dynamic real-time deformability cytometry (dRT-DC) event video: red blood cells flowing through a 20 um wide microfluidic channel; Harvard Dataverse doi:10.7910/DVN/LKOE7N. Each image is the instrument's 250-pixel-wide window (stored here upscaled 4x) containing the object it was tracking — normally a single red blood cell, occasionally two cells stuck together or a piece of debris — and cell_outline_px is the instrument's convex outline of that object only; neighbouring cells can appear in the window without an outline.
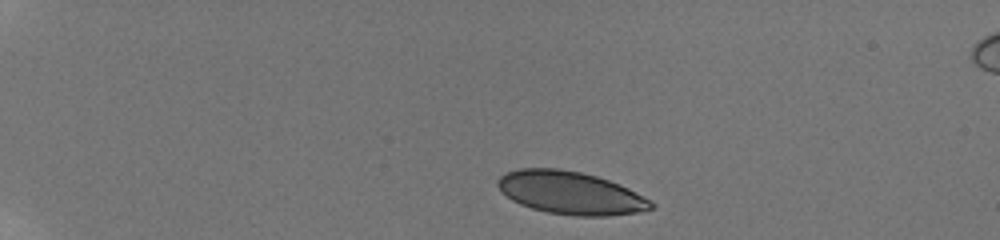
{"species": "human", "species_latin": "Homo sapiens", "temperature_condition": "room temperature", "stored_images_in_passage": 17, "camera_frame_rate_fps": 3000, "um_per_image_px": 0.085, "donor": {"sex": "male"}, "frame": {"image": 1, "passage_image": 1, "time_ms": 0.0, "image_size_px": [1000, 240], "cell_outline_px": [[656, 204], [652, 208], [636, 212], [608, 216], [576, 216], [548, 212], [532, 208], [520, 204], [512, 200], [496, 184], [496, 180], [504, 172], [520, 168], [556, 168], [580, 172], [596, 176], [608, 180], [628, 188], [644, 196]], "centroid_in_image_um": [48.48, 16.39], "position_along_channel_um": 36.5, "area_um2": 38.09}}
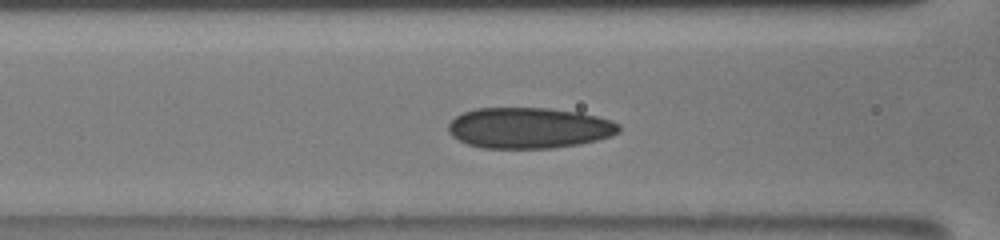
{"frame": {"image": 2, "passage_image": 8, "time_ms": 4.667, "image_size_px": [1000, 240], "cell_outline_px": [[620, 132], [612, 136], [580, 144], [552, 148], [484, 148], [468, 144], [452, 136], [448, 132], [448, 124], [456, 116], [464, 112], [476, 108], [548, 108], [580, 112], [612, 120], [620, 124]], "centroid_in_image_um": [44.99, 10.87], "position_along_channel_um": 121.6, "area_um2": 40.75}}
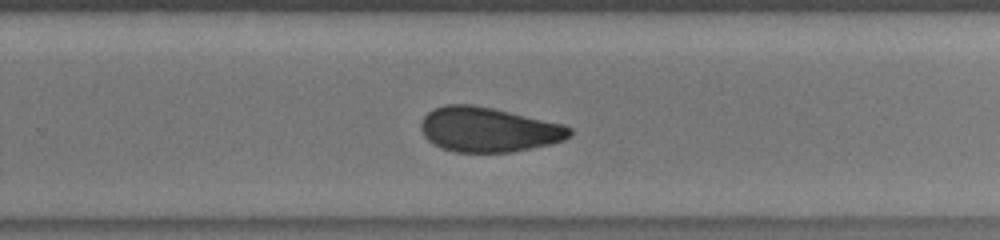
{"frame": {"image": 3, "passage_image": 16, "time_ms": 9.0, "image_size_px": [1000, 240], "cell_outline_px": [[572, 136], [564, 140], [552, 144], [512, 152], [456, 152], [440, 148], [432, 144], [424, 136], [420, 128], [420, 124], [424, 116], [432, 108], [444, 104], [472, 104], [492, 108], [564, 124], [572, 128]], "centroid_in_image_um": [41.51, 11.02], "position_along_channel_um": 288.3, "area_um2": 39.13}}